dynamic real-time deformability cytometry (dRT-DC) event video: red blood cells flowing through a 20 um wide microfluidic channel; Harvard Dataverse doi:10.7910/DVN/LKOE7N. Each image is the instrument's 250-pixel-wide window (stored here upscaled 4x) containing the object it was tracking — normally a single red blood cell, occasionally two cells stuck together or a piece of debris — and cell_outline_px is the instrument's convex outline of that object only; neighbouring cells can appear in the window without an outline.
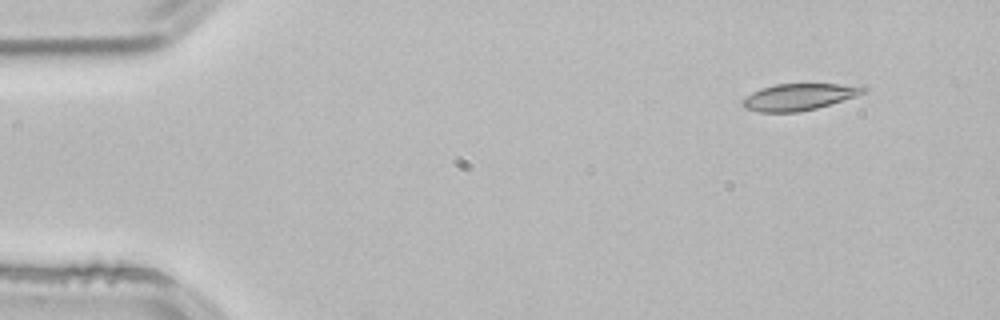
{"species": "common noctule bat (a hibernating species)", "species_latin": "Nyctalus noctula", "temperature_condition": "room temperature", "stored_images_in_passage": 3, "camera_frame_rate_fps": 3000, "um_per_image_px": 0.085, "animal": {"sex": "male", "body_mass_g": 21.5, "forearm_length_mm": 52.0}, "frame": {"image": 1, "passage_image": 1, "time_ms": 0.0, "image_size_px": [1000, 320], "cell_outline_px": [[868, 92], [856, 96], [816, 108], [800, 112], [760, 112], [744, 108], [740, 104], [740, 100], [752, 92], [760, 88], [776, 84], [864, 84], [868, 88]], "centroid_in_image_um": [67.94, 8.22], "position_along_channel_um": 17.1, "area_um2": 19.13}}
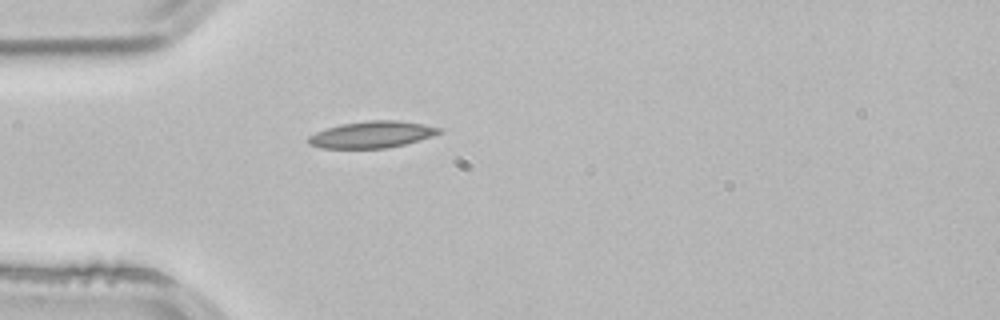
{"frame": {"image": 2, "passage_image": 3, "time_ms": 0.667, "image_size_px": [1000, 320], "cell_outline_px": [[444, 132], [432, 136], [404, 144], [384, 148], [320, 148], [308, 144], [308, 136], [316, 132], [340, 124], [368, 120], [396, 120], [424, 124], [444, 128]], "centroid_in_image_um": [31.64, 11.43], "position_along_channel_um": 53.4, "area_um2": 20.35}}